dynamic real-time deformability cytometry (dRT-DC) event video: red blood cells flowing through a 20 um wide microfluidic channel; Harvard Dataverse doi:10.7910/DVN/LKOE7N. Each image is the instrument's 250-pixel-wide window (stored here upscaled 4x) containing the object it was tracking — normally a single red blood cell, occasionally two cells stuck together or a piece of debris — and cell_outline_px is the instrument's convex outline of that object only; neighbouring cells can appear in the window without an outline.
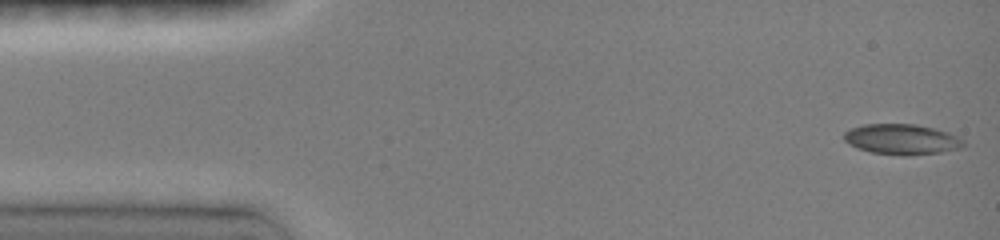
{"species": "common noctule bat (a hibernating species)", "species_latin": "Nyctalus noctula", "temperature_condition": "room temperature", "stored_images_in_passage": 46, "camera_frame_rate_fps": 3000, "um_per_image_px": 0.085, "animal": {"sex": "female", "body_mass_g": 19.0, "forearm_length_mm": 51.5}, "frame": {"image": 1, "passage_image": 1, "time_ms": 0.0, "image_size_px": [1000, 240], "cell_outline_px": [[964, 144], [956, 148], [940, 152], [872, 152], [860, 148], [844, 140], [844, 132], [852, 128], [864, 124], [912, 124], [932, 128], [948, 132], [956, 136]], "centroid_in_image_um": [76.59, 11.77], "position_along_channel_um": 8.4, "area_um2": 19.59}}
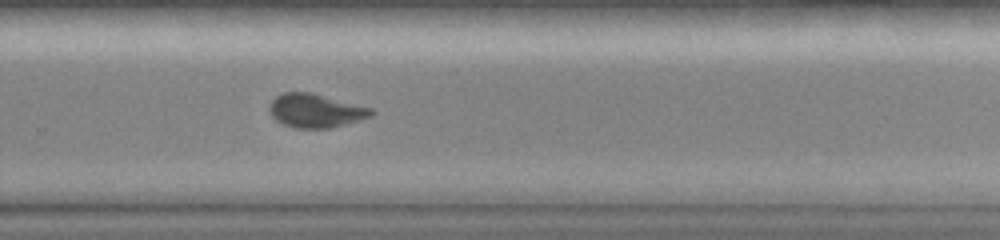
{"frame": {"image": 2, "passage_image": 31, "time_ms": 10.0, "image_size_px": [1000, 240], "cell_outline_px": [[376, 112], [372, 116], [360, 120], [328, 128], [296, 128], [284, 124], [276, 120], [272, 116], [268, 108], [268, 104], [276, 96], [284, 92], [308, 92], [372, 108]], "centroid_in_image_um": [26.81, 9.41], "position_along_channel_um": 303.0, "area_um2": 19.83}}
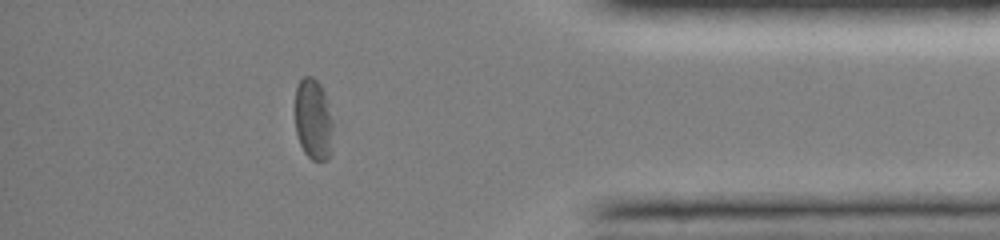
{"frame": {"image": 3, "passage_image": 40, "time_ms": 13.0, "image_size_px": [1000, 240], "cell_outline_px": [[332, 124], [328, 156], [324, 160], [312, 160], [304, 152], [300, 144], [296, 132], [296, 88], [300, 80], [304, 76], [312, 76], [320, 84], [324, 92], [332, 120]], "centroid_in_image_um": [26.6, 10.11], "position_along_channel_um": 408.6, "area_um2": 17.4}, "authors_computed_cell_mechanics": {"area_um2": 20.1144, "velocity_mm_per_s": 4.0978, "shape_relaxation_time_tau1_ms": 4.492, "shape_relaxation_time_tau2_ms": 4.1898, "deformation_change_tau1": 0.1414, "deformation_change_tau2": 0.0854}}